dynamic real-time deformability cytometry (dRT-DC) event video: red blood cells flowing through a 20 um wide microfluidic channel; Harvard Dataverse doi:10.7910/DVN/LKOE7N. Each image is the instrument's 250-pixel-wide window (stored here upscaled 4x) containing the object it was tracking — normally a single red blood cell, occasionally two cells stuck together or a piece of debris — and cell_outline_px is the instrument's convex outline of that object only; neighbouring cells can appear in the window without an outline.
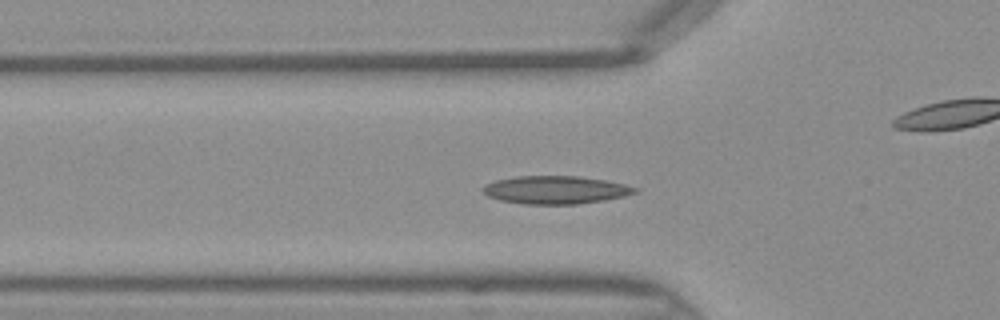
{"species": "Egyptian fruit bat (a non-hibernating species)", "species_latin": "Rousettus aegyptiacus", "temperature_condition": "warm", "stored_images_in_passage": 22, "camera_frame_rate_fps": 3000, "um_per_image_px": 0.085, "frame": {"image": 1, "passage_image": 2, "time_ms": 0.333, "image_size_px": [1000, 320], "cell_outline_px": [[640, 192], [624, 196], [604, 200], [576, 204], [524, 204], [500, 200], [488, 196], [484, 192], [484, 188], [488, 184], [496, 180], [516, 176], [576, 176], [604, 180], [624, 184], [640, 188]], "centroid_in_image_um": [47.28, 16.14], "position_along_channel_um": 78.5, "area_um2": 24.62}}
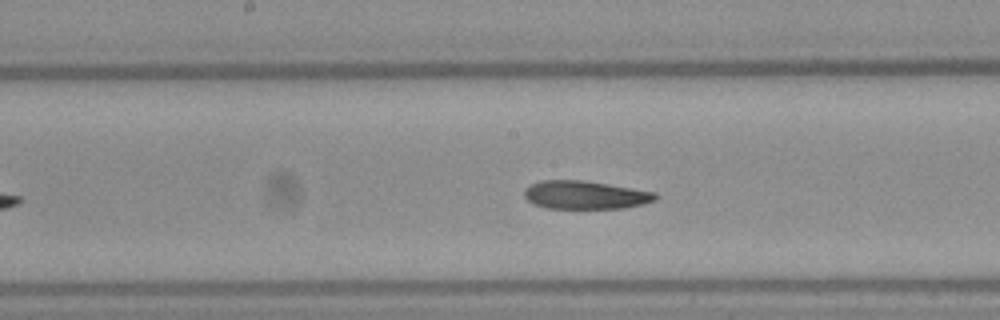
{"frame": {"image": 2, "passage_image": 10, "time_ms": 3.0, "image_size_px": [1000, 320], "cell_outline_px": [[660, 196], [656, 200], [644, 204], [624, 208], [548, 208], [536, 204], [528, 200], [524, 196], [524, 188], [540, 180], [580, 180], [608, 184], [656, 192]], "centroid_in_image_um": [49.78, 16.57], "position_along_channel_um": 198.4, "area_um2": 21.56}}
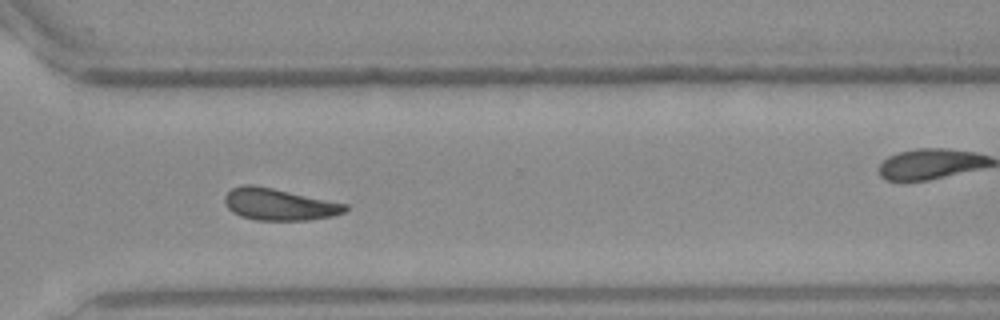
{"frame": {"image": 3, "passage_image": 20, "time_ms": 6.333, "image_size_px": [1000, 320], "cell_outline_px": [[348, 208], [344, 212], [332, 216], [308, 220], [256, 220], [240, 216], [232, 212], [224, 204], [224, 196], [232, 188], [244, 184], [252, 184], [272, 188], [348, 204]], "centroid_in_image_um": [23.69, 17.37], "position_along_channel_um": 346.9, "area_um2": 22.31}}